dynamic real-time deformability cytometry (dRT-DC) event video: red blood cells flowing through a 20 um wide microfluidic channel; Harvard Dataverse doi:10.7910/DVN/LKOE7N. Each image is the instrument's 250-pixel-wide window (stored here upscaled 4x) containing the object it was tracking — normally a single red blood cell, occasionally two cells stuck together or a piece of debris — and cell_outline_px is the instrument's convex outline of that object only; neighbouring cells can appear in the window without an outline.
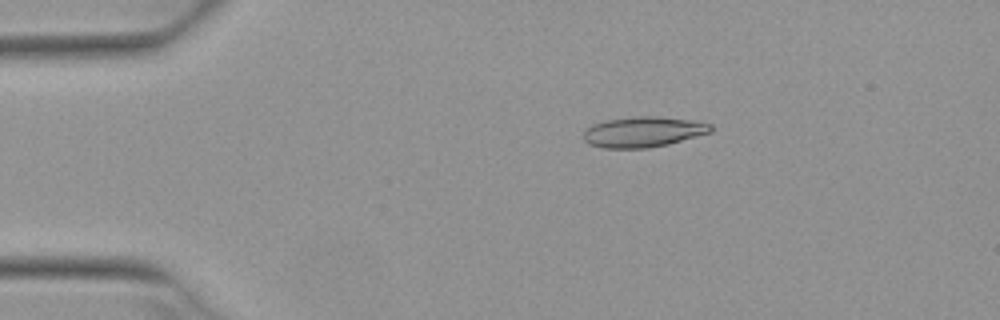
{"species": "Egyptian fruit bat (a non-hibernating species)", "species_latin": "Rousettus aegyptiacus", "temperature_condition": "warm", "stored_images_in_passage": 5, "camera_frame_rate_fps": 3000, "um_per_image_px": 0.085, "animal": {"sex": "female"}, "frame": {"image": 1, "passage_image": 3, "time_ms": 0.667, "image_size_px": [1000, 320], "cell_outline_px": [[716, 128], [712, 132], [668, 144], [648, 148], [604, 148], [588, 144], [584, 140], [584, 132], [592, 124], [604, 120], [636, 116], [656, 116], [688, 120], [712, 124]], "centroid_in_image_um": [54.68, 11.21], "position_along_channel_um": 30.3, "area_um2": 22.66}}
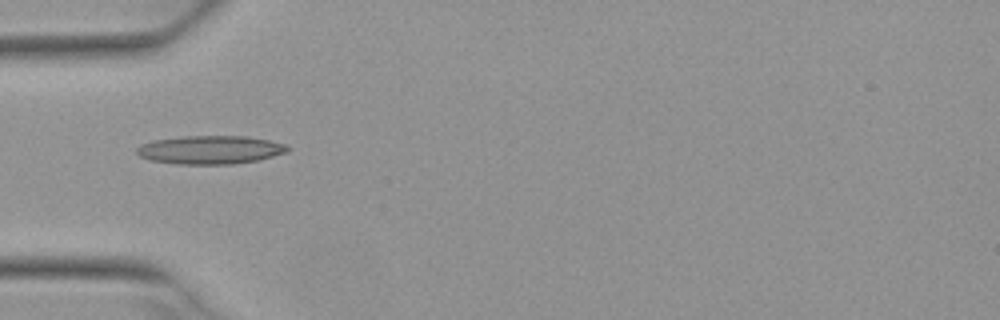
{"frame": {"image": 2, "passage_image": 5, "time_ms": 1.333, "image_size_px": [1000, 320], "cell_outline_px": [[288, 152], [256, 160], [232, 164], [176, 164], [148, 160], [140, 156], [136, 152], [136, 148], [140, 144], [152, 140], [184, 136], [248, 136], [268, 140], [284, 144], [288, 148]], "centroid_in_image_um": [17.81, 12.73], "position_along_channel_um": 67.2, "area_um2": 24.97}}